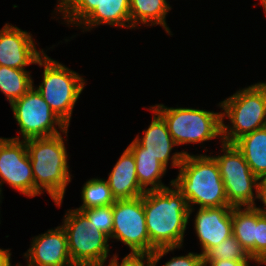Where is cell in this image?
Instances as JSON below:
<instances>
[{
  "label": "cell",
  "mask_w": 266,
  "mask_h": 266,
  "mask_svg": "<svg viewBox=\"0 0 266 266\" xmlns=\"http://www.w3.org/2000/svg\"><path fill=\"white\" fill-rule=\"evenodd\" d=\"M143 194V207L150 243L157 249L183 247L185 231L190 221L186 198L174 186Z\"/></svg>",
  "instance_id": "cell-1"
},
{
  "label": "cell",
  "mask_w": 266,
  "mask_h": 266,
  "mask_svg": "<svg viewBox=\"0 0 266 266\" xmlns=\"http://www.w3.org/2000/svg\"><path fill=\"white\" fill-rule=\"evenodd\" d=\"M62 133L26 140V146L35 182V196L44 192L60 207L66 187L72 180L69 170V154Z\"/></svg>",
  "instance_id": "cell-2"
},
{
  "label": "cell",
  "mask_w": 266,
  "mask_h": 266,
  "mask_svg": "<svg viewBox=\"0 0 266 266\" xmlns=\"http://www.w3.org/2000/svg\"><path fill=\"white\" fill-rule=\"evenodd\" d=\"M178 170L177 177L172 180L187 200L189 216L195 211L194 205H198V208L230 206L218 165L212 155L187 153Z\"/></svg>",
  "instance_id": "cell-3"
},
{
  "label": "cell",
  "mask_w": 266,
  "mask_h": 266,
  "mask_svg": "<svg viewBox=\"0 0 266 266\" xmlns=\"http://www.w3.org/2000/svg\"><path fill=\"white\" fill-rule=\"evenodd\" d=\"M222 118V142L233 144L237 139L266 126V93L258 84L237 90L219 102ZM231 125H226L224 119Z\"/></svg>",
  "instance_id": "cell-4"
},
{
  "label": "cell",
  "mask_w": 266,
  "mask_h": 266,
  "mask_svg": "<svg viewBox=\"0 0 266 266\" xmlns=\"http://www.w3.org/2000/svg\"><path fill=\"white\" fill-rule=\"evenodd\" d=\"M37 64L44 69L42 82L34 87L50 109L69 127L75 104L86 86L85 79L46 53Z\"/></svg>",
  "instance_id": "cell-5"
},
{
  "label": "cell",
  "mask_w": 266,
  "mask_h": 266,
  "mask_svg": "<svg viewBox=\"0 0 266 266\" xmlns=\"http://www.w3.org/2000/svg\"><path fill=\"white\" fill-rule=\"evenodd\" d=\"M151 108L164 119L176 146L203 144L216 138L222 141L221 112L199 108H174L164 104H156Z\"/></svg>",
  "instance_id": "cell-6"
},
{
  "label": "cell",
  "mask_w": 266,
  "mask_h": 266,
  "mask_svg": "<svg viewBox=\"0 0 266 266\" xmlns=\"http://www.w3.org/2000/svg\"><path fill=\"white\" fill-rule=\"evenodd\" d=\"M67 236L68 252L74 266H105L109 237L79 210L66 211L61 225Z\"/></svg>",
  "instance_id": "cell-7"
},
{
  "label": "cell",
  "mask_w": 266,
  "mask_h": 266,
  "mask_svg": "<svg viewBox=\"0 0 266 266\" xmlns=\"http://www.w3.org/2000/svg\"><path fill=\"white\" fill-rule=\"evenodd\" d=\"M220 143L219 153L223 154L212 157L218 165L228 204L232 207H254L257 201L258 177L234 144Z\"/></svg>",
  "instance_id": "cell-8"
},
{
  "label": "cell",
  "mask_w": 266,
  "mask_h": 266,
  "mask_svg": "<svg viewBox=\"0 0 266 266\" xmlns=\"http://www.w3.org/2000/svg\"><path fill=\"white\" fill-rule=\"evenodd\" d=\"M19 126L17 140L50 137L60 133L68 137V126L55 114L33 87L10 105Z\"/></svg>",
  "instance_id": "cell-9"
},
{
  "label": "cell",
  "mask_w": 266,
  "mask_h": 266,
  "mask_svg": "<svg viewBox=\"0 0 266 266\" xmlns=\"http://www.w3.org/2000/svg\"><path fill=\"white\" fill-rule=\"evenodd\" d=\"M110 239L129 247L127 255H149L156 248L150 243L143 207V195L113 204V231Z\"/></svg>",
  "instance_id": "cell-10"
},
{
  "label": "cell",
  "mask_w": 266,
  "mask_h": 266,
  "mask_svg": "<svg viewBox=\"0 0 266 266\" xmlns=\"http://www.w3.org/2000/svg\"><path fill=\"white\" fill-rule=\"evenodd\" d=\"M6 183L28 198L35 197V182L26 140L0 137V198Z\"/></svg>",
  "instance_id": "cell-11"
},
{
  "label": "cell",
  "mask_w": 266,
  "mask_h": 266,
  "mask_svg": "<svg viewBox=\"0 0 266 266\" xmlns=\"http://www.w3.org/2000/svg\"><path fill=\"white\" fill-rule=\"evenodd\" d=\"M32 34L6 23L0 30V66L25 69L46 53L37 50Z\"/></svg>",
  "instance_id": "cell-12"
},
{
  "label": "cell",
  "mask_w": 266,
  "mask_h": 266,
  "mask_svg": "<svg viewBox=\"0 0 266 266\" xmlns=\"http://www.w3.org/2000/svg\"><path fill=\"white\" fill-rule=\"evenodd\" d=\"M23 256L27 266H74L68 252L67 236L61 225L34 236Z\"/></svg>",
  "instance_id": "cell-13"
},
{
  "label": "cell",
  "mask_w": 266,
  "mask_h": 266,
  "mask_svg": "<svg viewBox=\"0 0 266 266\" xmlns=\"http://www.w3.org/2000/svg\"><path fill=\"white\" fill-rule=\"evenodd\" d=\"M232 206L217 208H197L194 219V229L201 255L204 256L211 248L231 236Z\"/></svg>",
  "instance_id": "cell-14"
},
{
  "label": "cell",
  "mask_w": 266,
  "mask_h": 266,
  "mask_svg": "<svg viewBox=\"0 0 266 266\" xmlns=\"http://www.w3.org/2000/svg\"><path fill=\"white\" fill-rule=\"evenodd\" d=\"M153 112V118L148 128L143 131V137L137 135L134 139L142 146V154H151L156 157L166 168L169 160L170 166L179 168L187 151L174 152L176 146L171 137L164 119L151 106L148 108ZM171 155V156H170Z\"/></svg>",
  "instance_id": "cell-15"
},
{
  "label": "cell",
  "mask_w": 266,
  "mask_h": 266,
  "mask_svg": "<svg viewBox=\"0 0 266 266\" xmlns=\"http://www.w3.org/2000/svg\"><path fill=\"white\" fill-rule=\"evenodd\" d=\"M106 180L116 200L132 199L145 193L137 178L135 157L128 148L123 151Z\"/></svg>",
  "instance_id": "cell-16"
},
{
  "label": "cell",
  "mask_w": 266,
  "mask_h": 266,
  "mask_svg": "<svg viewBox=\"0 0 266 266\" xmlns=\"http://www.w3.org/2000/svg\"><path fill=\"white\" fill-rule=\"evenodd\" d=\"M102 24L131 29L130 0H102L77 27L89 32Z\"/></svg>",
  "instance_id": "cell-17"
},
{
  "label": "cell",
  "mask_w": 266,
  "mask_h": 266,
  "mask_svg": "<svg viewBox=\"0 0 266 266\" xmlns=\"http://www.w3.org/2000/svg\"><path fill=\"white\" fill-rule=\"evenodd\" d=\"M135 157L136 173L140 187L146 191H155L168 187L162 182L167 168L151 154H142V146L135 140L127 146Z\"/></svg>",
  "instance_id": "cell-18"
},
{
  "label": "cell",
  "mask_w": 266,
  "mask_h": 266,
  "mask_svg": "<svg viewBox=\"0 0 266 266\" xmlns=\"http://www.w3.org/2000/svg\"><path fill=\"white\" fill-rule=\"evenodd\" d=\"M168 0H130L131 29L160 25L170 36L173 35L166 23V16L171 10Z\"/></svg>",
  "instance_id": "cell-19"
},
{
  "label": "cell",
  "mask_w": 266,
  "mask_h": 266,
  "mask_svg": "<svg viewBox=\"0 0 266 266\" xmlns=\"http://www.w3.org/2000/svg\"><path fill=\"white\" fill-rule=\"evenodd\" d=\"M233 144L257 177L266 174V126L243 135Z\"/></svg>",
  "instance_id": "cell-20"
},
{
  "label": "cell",
  "mask_w": 266,
  "mask_h": 266,
  "mask_svg": "<svg viewBox=\"0 0 266 266\" xmlns=\"http://www.w3.org/2000/svg\"><path fill=\"white\" fill-rule=\"evenodd\" d=\"M257 209L254 207L232 208V233L256 263Z\"/></svg>",
  "instance_id": "cell-21"
},
{
  "label": "cell",
  "mask_w": 266,
  "mask_h": 266,
  "mask_svg": "<svg viewBox=\"0 0 266 266\" xmlns=\"http://www.w3.org/2000/svg\"><path fill=\"white\" fill-rule=\"evenodd\" d=\"M30 73L26 69L0 66V91L10 105L33 87Z\"/></svg>",
  "instance_id": "cell-22"
},
{
  "label": "cell",
  "mask_w": 266,
  "mask_h": 266,
  "mask_svg": "<svg viewBox=\"0 0 266 266\" xmlns=\"http://www.w3.org/2000/svg\"><path fill=\"white\" fill-rule=\"evenodd\" d=\"M81 190L82 205L76 209L113 205L116 201L107 180L100 177L87 180Z\"/></svg>",
  "instance_id": "cell-23"
},
{
  "label": "cell",
  "mask_w": 266,
  "mask_h": 266,
  "mask_svg": "<svg viewBox=\"0 0 266 266\" xmlns=\"http://www.w3.org/2000/svg\"><path fill=\"white\" fill-rule=\"evenodd\" d=\"M102 0H57L56 10L58 15L61 13L64 24L77 27Z\"/></svg>",
  "instance_id": "cell-24"
},
{
  "label": "cell",
  "mask_w": 266,
  "mask_h": 266,
  "mask_svg": "<svg viewBox=\"0 0 266 266\" xmlns=\"http://www.w3.org/2000/svg\"><path fill=\"white\" fill-rule=\"evenodd\" d=\"M252 260L246 250L232 234L217 246L211 248L203 260Z\"/></svg>",
  "instance_id": "cell-25"
},
{
  "label": "cell",
  "mask_w": 266,
  "mask_h": 266,
  "mask_svg": "<svg viewBox=\"0 0 266 266\" xmlns=\"http://www.w3.org/2000/svg\"><path fill=\"white\" fill-rule=\"evenodd\" d=\"M180 247H162L157 248L149 255H126L122 258L119 263L118 254H113L110 258L107 266H157L158 262L162 257L167 255L169 252H173L175 249H181Z\"/></svg>",
  "instance_id": "cell-26"
},
{
  "label": "cell",
  "mask_w": 266,
  "mask_h": 266,
  "mask_svg": "<svg viewBox=\"0 0 266 266\" xmlns=\"http://www.w3.org/2000/svg\"><path fill=\"white\" fill-rule=\"evenodd\" d=\"M81 211L100 231L109 239L113 231V205L93 207L88 209H76Z\"/></svg>",
  "instance_id": "cell-27"
},
{
  "label": "cell",
  "mask_w": 266,
  "mask_h": 266,
  "mask_svg": "<svg viewBox=\"0 0 266 266\" xmlns=\"http://www.w3.org/2000/svg\"><path fill=\"white\" fill-rule=\"evenodd\" d=\"M256 263L266 264V214L257 209Z\"/></svg>",
  "instance_id": "cell-28"
},
{
  "label": "cell",
  "mask_w": 266,
  "mask_h": 266,
  "mask_svg": "<svg viewBox=\"0 0 266 266\" xmlns=\"http://www.w3.org/2000/svg\"><path fill=\"white\" fill-rule=\"evenodd\" d=\"M203 256L200 253L189 252L183 256L172 257L163 266H200Z\"/></svg>",
  "instance_id": "cell-29"
},
{
  "label": "cell",
  "mask_w": 266,
  "mask_h": 266,
  "mask_svg": "<svg viewBox=\"0 0 266 266\" xmlns=\"http://www.w3.org/2000/svg\"><path fill=\"white\" fill-rule=\"evenodd\" d=\"M257 199L262 202L263 208L257 207L256 205L254 208L266 214V174L258 177Z\"/></svg>",
  "instance_id": "cell-30"
},
{
  "label": "cell",
  "mask_w": 266,
  "mask_h": 266,
  "mask_svg": "<svg viewBox=\"0 0 266 266\" xmlns=\"http://www.w3.org/2000/svg\"><path fill=\"white\" fill-rule=\"evenodd\" d=\"M253 260H203L207 266H250Z\"/></svg>",
  "instance_id": "cell-31"
},
{
  "label": "cell",
  "mask_w": 266,
  "mask_h": 266,
  "mask_svg": "<svg viewBox=\"0 0 266 266\" xmlns=\"http://www.w3.org/2000/svg\"><path fill=\"white\" fill-rule=\"evenodd\" d=\"M11 250L0 248V266H11Z\"/></svg>",
  "instance_id": "cell-32"
},
{
  "label": "cell",
  "mask_w": 266,
  "mask_h": 266,
  "mask_svg": "<svg viewBox=\"0 0 266 266\" xmlns=\"http://www.w3.org/2000/svg\"><path fill=\"white\" fill-rule=\"evenodd\" d=\"M260 4L263 6V9H264V14L266 16V0H260Z\"/></svg>",
  "instance_id": "cell-33"
},
{
  "label": "cell",
  "mask_w": 266,
  "mask_h": 266,
  "mask_svg": "<svg viewBox=\"0 0 266 266\" xmlns=\"http://www.w3.org/2000/svg\"><path fill=\"white\" fill-rule=\"evenodd\" d=\"M258 84L264 89L266 93V82H258Z\"/></svg>",
  "instance_id": "cell-34"
},
{
  "label": "cell",
  "mask_w": 266,
  "mask_h": 266,
  "mask_svg": "<svg viewBox=\"0 0 266 266\" xmlns=\"http://www.w3.org/2000/svg\"><path fill=\"white\" fill-rule=\"evenodd\" d=\"M200 266H207L204 262Z\"/></svg>",
  "instance_id": "cell-35"
}]
</instances>
